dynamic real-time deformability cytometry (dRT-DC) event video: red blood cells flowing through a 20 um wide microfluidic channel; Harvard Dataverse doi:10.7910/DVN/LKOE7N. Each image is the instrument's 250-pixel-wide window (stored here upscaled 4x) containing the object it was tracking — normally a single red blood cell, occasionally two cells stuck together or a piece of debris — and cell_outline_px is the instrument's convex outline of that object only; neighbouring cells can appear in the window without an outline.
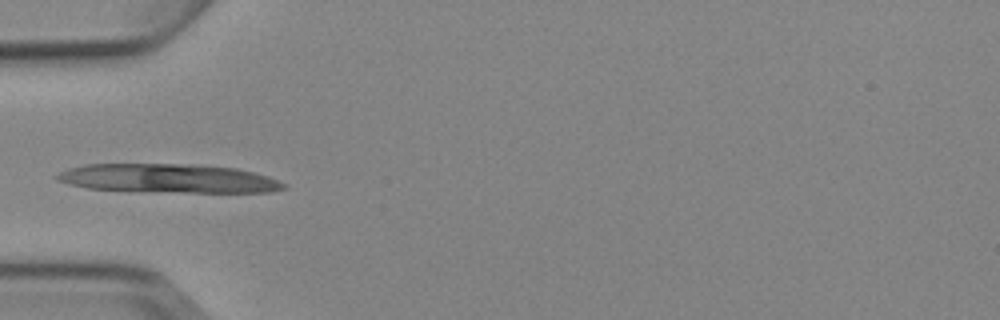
{"species": "Egyptian fruit bat (a non-hibernating species)", "species_latin": "Rousettus aegyptiacus", "temperature_condition": "cold", "stored_images_in_passage": 5, "camera_frame_rate_fps": 3000, "um_per_image_px": 0.085, "animal": {"sex": "female"}, "frame": {"image": 1, "passage_image": 4, "time_ms": 4.333, "image_size_px": [1000, 320], "cell_outline_px": [[288, 188], [272, 192], [184, 192], [88, 188], [68, 184], [56, 180], [52, 176], [68, 168], [84, 164], [196, 164], [236, 168], [268, 176], [288, 184]], "centroid_in_image_um": [14.34, 15.15], "position_along_channel_um": 70.7, "area_um2": 38.09}}